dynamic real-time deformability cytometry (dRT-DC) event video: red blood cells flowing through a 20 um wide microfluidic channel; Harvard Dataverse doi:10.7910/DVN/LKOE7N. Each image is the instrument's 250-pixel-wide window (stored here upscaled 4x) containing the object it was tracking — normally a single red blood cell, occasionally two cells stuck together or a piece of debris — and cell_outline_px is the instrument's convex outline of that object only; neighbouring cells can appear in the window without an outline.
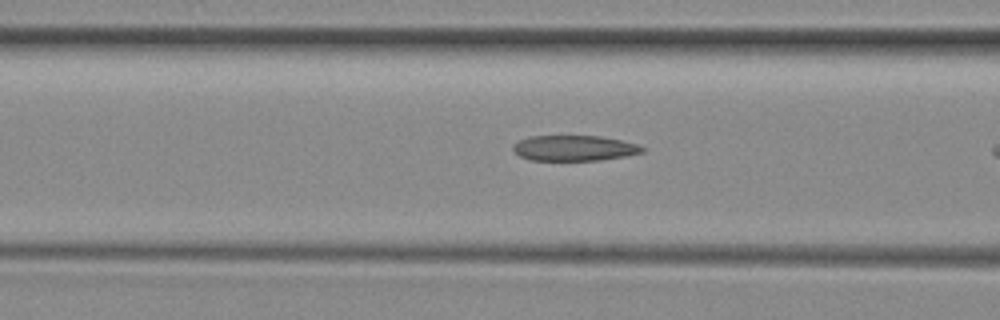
{"species": "common noctule bat (a hibernating species)", "species_latin": "Nyctalus noctula", "temperature_condition": "room temperature", "stored_images_in_passage": 9, "camera_frame_rate_fps": 3000, "um_per_image_px": 0.085, "animal": {"sex": "female", "body_mass_g": 29.2, "forearm_length_mm": 56.3}, "frame": {"image": 1, "passage_image": 8, "time_ms": 2.333, "image_size_px": [1000, 320], "cell_outline_px": [[644, 152], [624, 156], [600, 160], [532, 160], [520, 156], [512, 148], [520, 140], [528, 136], [600, 136], [620, 140], [636, 144], [644, 148]], "centroid_in_image_um": [48.81, 12.59], "position_along_channel_um": 117.8, "area_um2": 18.9}}